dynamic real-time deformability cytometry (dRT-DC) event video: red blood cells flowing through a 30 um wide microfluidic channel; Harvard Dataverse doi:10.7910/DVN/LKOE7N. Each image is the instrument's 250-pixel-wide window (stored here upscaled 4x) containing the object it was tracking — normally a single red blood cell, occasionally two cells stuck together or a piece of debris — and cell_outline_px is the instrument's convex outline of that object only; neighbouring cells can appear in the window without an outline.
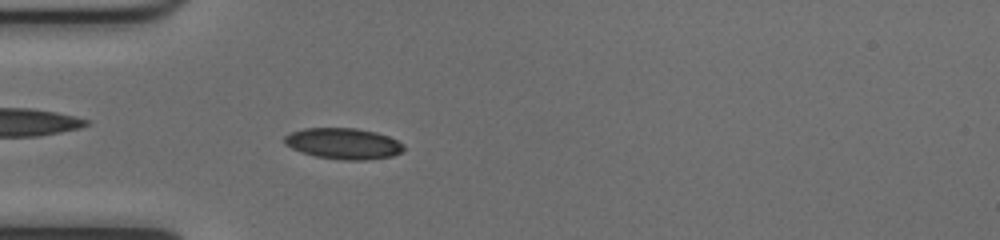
{"species": "common noctule bat (a hibernating species)", "species_latin": "Nyctalus noctula", "temperature_condition": "cold", "stored_images_in_passage": 52, "camera_frame_rate_fps": 3000, "um_per_image_px": 0.085, "animal": {"sex": "female", "body_mass_g": 17.0, "forearm_length_mm": 48.0}, "frame": {"image": 1, "passage_image": 16, "time_ms": 5.0, "image_size_px": [1000, 240], "cell_outline_px": [[404, 148], [400, 152], [392, 156], [368, 160], [344, 160], [316, 156], [300, 152], [284, 144], [284, 136], [292, 132], [304, 128], [356, 128], [376, 132], [388, 136], [404, 144]], "centroid_in_image_um": [29.18, 12.2], "position_along_channel_um": 55.8, "area_um2": 21.56}}
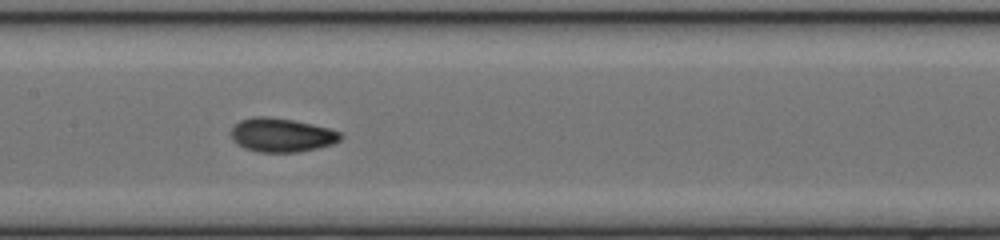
{"frame": {"image": 2, "passage_image": 26, "time_ms": 8.333, "image_size_px": [1000, 240], "cell_outline_px": [[344, 136], [340, 140], [332, 144], [316, 148], [296, 152], [260, 152], [244, 148], [236, 144], [232, 140], [232, 128], [240, 120], [252, 116], [268, 116], [292, 120], [312, 124], [328, 128], [340, 132]], "centroid_in_image_um": [23.92, 11.47], "position_along_channel_um": 183.5, "area_um2": 21.56}}
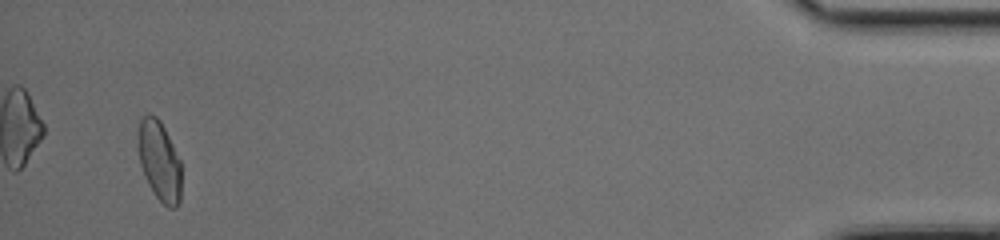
{"frame": {"image": 3, "passage_image": 50, "time_ms": 16.333, "image_size_px": [1000, 240], "cell_outline_px": [[180, 200], [176, 208], [168, 208], [152, 192], [144, 176], [140, 164], [136, 144], [136, 136], [140, 120], [144, 116], [156, 116], [160, 120], [180, 160]], "centroid_in_image_um": [13.51, 13.68], "position_along_channel_um": 421.7, "area_um2": 20.23}, "authors_computed_cell_mechanics": {"area_um2": 20.3456, "velocity_mm_per_s": 4.0038, "shape_relaxation_time_tau1_ms": 6.2796, "shape_relaxation_time_tau2_ms": 1.405, "deformation_change_tau1": 0.1731, "deformation_change_tau2": 0.0478}}